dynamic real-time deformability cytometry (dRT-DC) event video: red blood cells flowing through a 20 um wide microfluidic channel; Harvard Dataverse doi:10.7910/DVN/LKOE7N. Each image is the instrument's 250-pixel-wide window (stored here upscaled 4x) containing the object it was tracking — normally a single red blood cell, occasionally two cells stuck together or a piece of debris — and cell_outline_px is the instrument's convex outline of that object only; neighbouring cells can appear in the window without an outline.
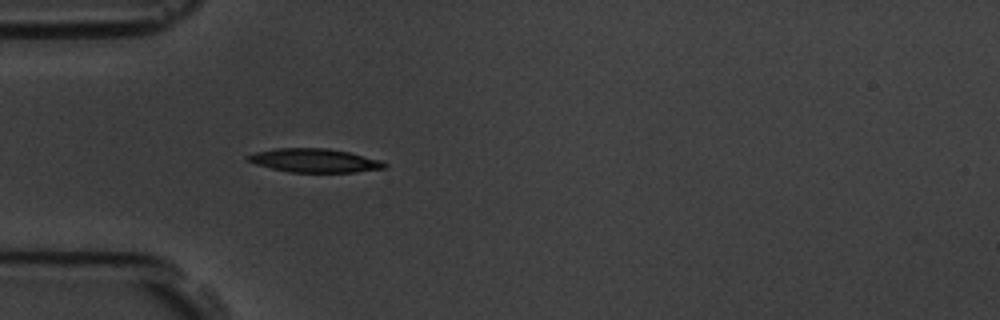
{"species": "common noctule bat (a hibernating species)", "species_latin": "Nyctalus noctula", "temperature_condition": "room temperature", "stored_images_in_passage": 3, "camera_frame_rate_fps": 3000, "um_per_image_px": 0.085, "animal": {"sex": "male", "body_mass_g": 19.5, "forearm_length_mm": 54.6}, "frame": {"image": 1, "passage_image": 3, "time_ms": 2.333, "image_size_px": [1000, 320], "cell_outline_px": [[388, 164], [384, 168], [356, 172], [288, 172], [256, 164], [248, 160], [244, 156], [256, 152], [276, 148], [328, 148], [348, 152], [380, 160]], "centroid_in_image_um": [26.72, 13.64], "position_along_channel_um": 58.3, "area_um2": 18.73}}